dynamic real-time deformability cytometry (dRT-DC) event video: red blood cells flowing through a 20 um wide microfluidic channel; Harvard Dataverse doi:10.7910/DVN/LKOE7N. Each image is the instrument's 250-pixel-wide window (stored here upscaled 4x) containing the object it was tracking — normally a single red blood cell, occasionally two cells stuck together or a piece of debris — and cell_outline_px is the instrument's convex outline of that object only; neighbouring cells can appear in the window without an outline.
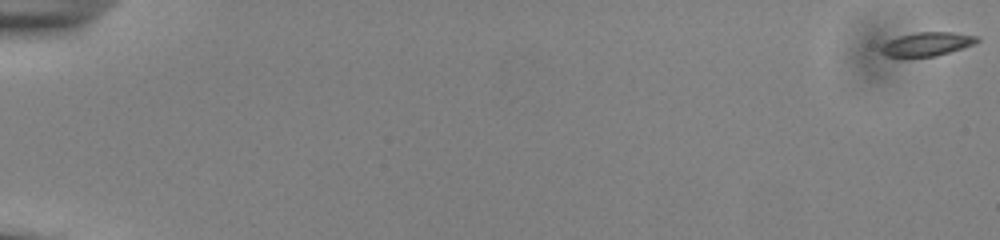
{"species": "common noctule bat (a hibernating species)", "species_latin": "Nyctalus noctula", "temperature_condition": "cold", "stored_images_in_passage": 56, "camera_frame_rate_fps": 3000, "um_per_image_px": 0.085, "animal": {"sex": "male", "body_mass_g": 13.0, "forearm_length_mm": 53.1}, "frame": {"image": 1, "passage_image": 1, "time_ms": 0.0, "image_size_px": [1000, 240], "cell_outline_px": [[980, 40], [972, 44], [936, 56], [884, 56], [880, 52], [880, 48], [884, 44], [900, 36], [916, 32], [952, 32], [980, 36]], "centroid_in_image_um": [78.81, 3.73], "position_along_channel_um": 6.2, "area_um2": 12.95}}
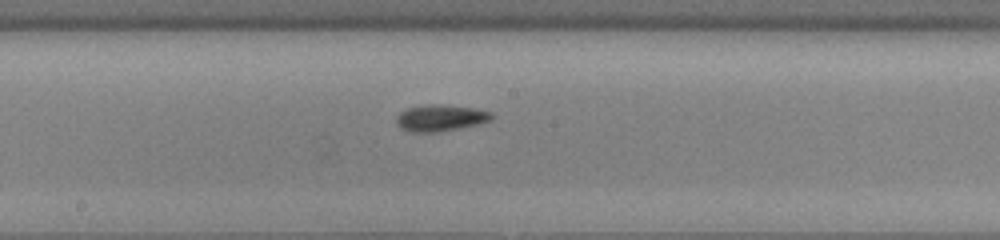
{"frame": {"image": 2, "passage_image": 32, "time_ms": 10.333, "image_size_px": [1000, 240], "cell_outline_px": [[492, 120], [476, 124], [436, 132], [412, 132], [400, 128], [396, 124], [396, 116], [400, 112], [408, 108], [424, 104], [440, 104], [472, 108], [492, 112]], "centroid_in_image_um": [37.38, 10.01], "position_along_channel_um": 210.8, "area_um2": 14.57}}
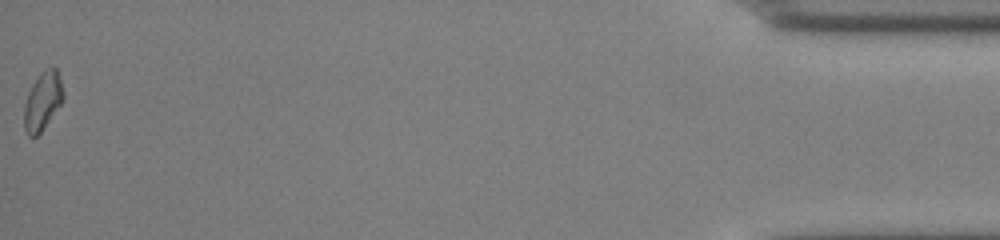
{"frame": {"image": 3, "passage_image": 56, "time_ms": 18.333, "image_size_px": [1000, 240], "cell_outline_px": [[64, 100], [44, 128], [32, 140], [28, 136], [24, 128], [24, 104], [28, 92], [32, 84], [40, 72], [44, 68], [52, 64], [56, 68], [60, 76], [64, 92]], "centroid_in_image_um": [3.63, 8.56], "position_along_channel_um": 431.6, "area_um2": 13.76}, "authors_computed_cell_mechanics": {"area_um2": 13.5252, "velocity_mm_per_s": 3.8546, "shape_relaxation_time_tau1_ms": 5.1574, "shape_relaxation_time_tau2_ms": 1.8391, "deformation_change_tau1": 0.1311, "deformation_change_tau2": 0.0884}}